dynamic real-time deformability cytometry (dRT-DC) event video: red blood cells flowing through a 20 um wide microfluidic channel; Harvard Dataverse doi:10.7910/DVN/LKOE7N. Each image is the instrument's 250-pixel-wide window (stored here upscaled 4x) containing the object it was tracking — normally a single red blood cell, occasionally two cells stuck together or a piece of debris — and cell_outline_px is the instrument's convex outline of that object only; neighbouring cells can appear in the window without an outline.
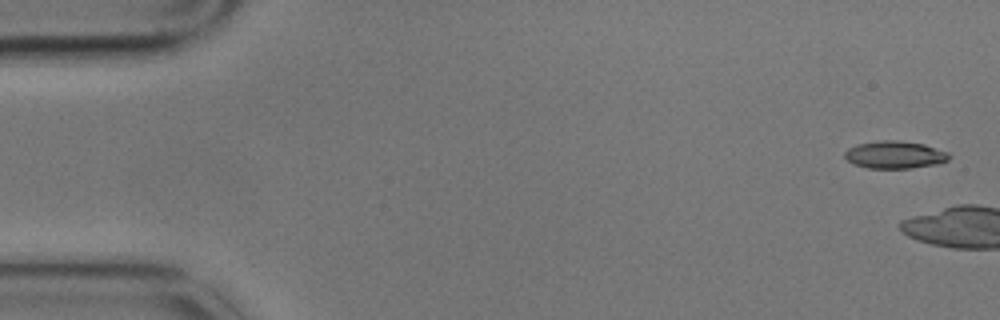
{"species": "common noctule bat (a hibernating species)", "species_latin": "Nyctalus noctula", "temperature_condition": "cold", "stored_images_in_passage": 4, "camera_frame_rate_fps": 3000, "um_per_image_px": 0.085, "animal": {"sex": "male", "body_mass_g": 17.9}, "frame": {"image": 1, "passage_image": 1, "time_ms": 0.0, "image_size_px": [1000, 320], "cell_outline_px": [[952, 156], [948, 160], [936, 164], [912, 168], [868, 168], [852, 164], [844, 156], [844, 152], [848, 148], [856, 144], [880, 140], [896, 140], [924, 144], [948, 152]], "centroid_in_image_um": [76.05, 13.15], "position_along_channel_um": 9.0, "area_um2": 16.82}}